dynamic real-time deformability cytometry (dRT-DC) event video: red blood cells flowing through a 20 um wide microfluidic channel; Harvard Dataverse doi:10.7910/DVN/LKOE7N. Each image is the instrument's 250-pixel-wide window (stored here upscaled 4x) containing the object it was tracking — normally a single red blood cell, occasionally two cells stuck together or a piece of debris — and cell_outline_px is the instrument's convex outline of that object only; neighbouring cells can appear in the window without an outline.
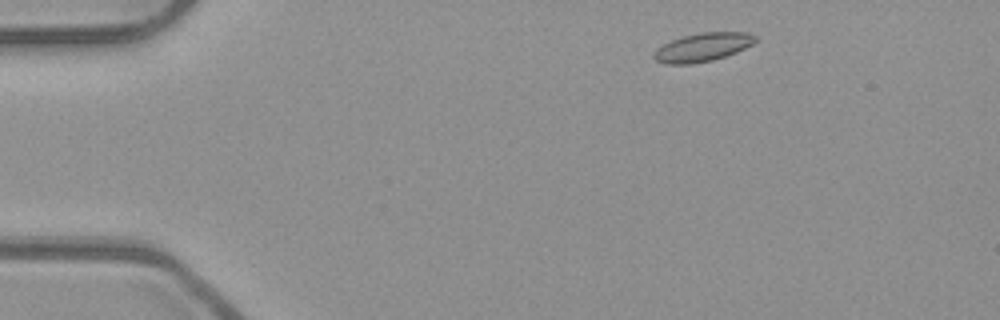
{"species": "common noctule bat (a hibernating species)", "species_latin": "Nyctalus noctula", "temperature_condition": "room temperature", "stored_images_in_passage": 48, "camera_frame_rate_fps": 3000, "um_per_image_px": 0.085, "animal": {"sex": "male", "body_mass_g": 23.1, "forearm_length_mm": 52.7}, "frame": {"image": 1, "passage_image": 3, "time_ms": 0.667, "image_size_px": [1000, 320], "cell_outline_px": [[756, 40], [752, 44], [736, 52], [712, 60], [688, 64], [668, 64], [656, 60], [652, 56], [656, 48], [672, 40], [684, 36], [700, 32], [748, 32], [756, 36]], "centroid_in_image_um": [59.72, 4.0], "position_along_channel_um": 25.3, "area_um2": 16.65}}
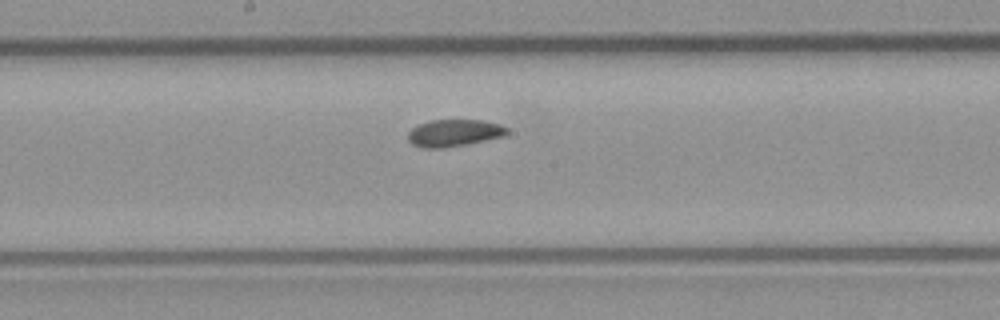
{"frame": {"image": 2, "passage_image": 23, "time_ms": 7.333, "image_size_px": [1000, 320], "cell_outline_px": [[508, 132], [504, 136], [444, 148], [424, 148], [412, 144], [408, 140], [408, 132], [412, 128], [428, 120], [484, 120], [500, 124], [508, 128]], "centroid_in_image_um": [38.58, 11.29], "position_along_channel_um": 209.6, "area_um2": 15.55}}
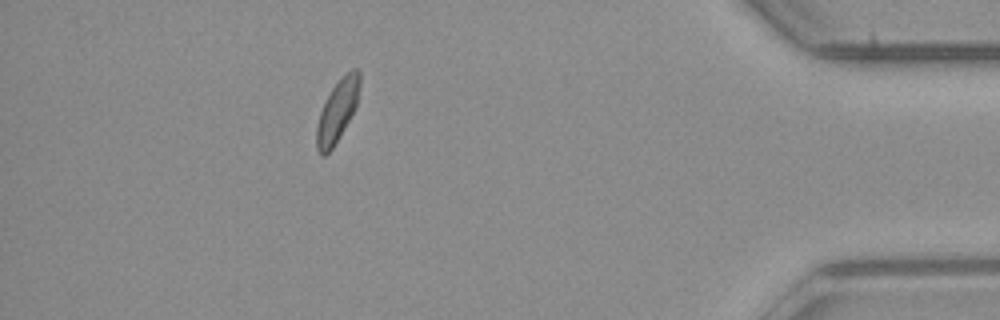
{"frame": {"image": 3, "passage_image": 42, "time_ms": 13.667, "image_size_px": [1000, 320], "cell_outline_px": [[360, 84], [356, 104], [344, 128], [332, 148], [324, 156], [320, 156], [316, 148], [316, 124], [324, 100], [332, 88], [352, 68], [356, 68], [360, 72]], "centroid_in_image_um": [28.64, 9.44], "position_along_channel_um": 406.6, "area_um2": 15.26}, "authors_computed_cell_mechanics": {"area_um2": 15.7216, "velocity_mm_per_s": 3.9149, "shape_relaxation_time_tau1_ms": 4.8124, "shape_relaxation_time_tau2_ms": 5.7122, "deformation_change_tau1": 0.0898, "deformation_change_tau2": 0.1044}}